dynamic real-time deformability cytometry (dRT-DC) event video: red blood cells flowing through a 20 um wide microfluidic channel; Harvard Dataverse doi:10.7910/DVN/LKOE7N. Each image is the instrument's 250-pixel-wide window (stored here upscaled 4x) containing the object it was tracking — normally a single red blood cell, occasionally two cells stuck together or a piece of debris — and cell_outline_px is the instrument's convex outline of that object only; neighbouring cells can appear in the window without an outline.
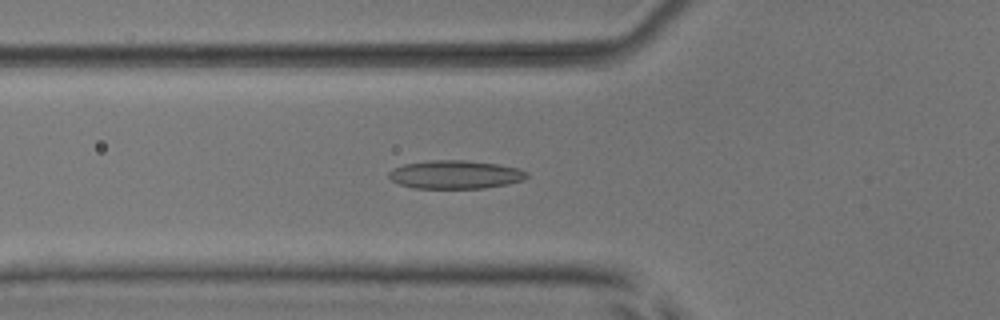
{"species": "common noctule bat (a hibernating species)", "species_latin": "Nyctalus noctula", "temperature_condition": "room temperature", "stored_images_in_passage": 54, "camera_frame_rate_fps": 3000, "um_per_image_px": 0.085, "animal": {"sex": "male", "body_mass_g": 17.9, "forearm_length_mm": 54.2}, "frame": {"image": 1, "passage_image": 20, "time_ms": 6.333, "image_size_px": [1000, 320], "cell_outline_px": [[528, 176], [524, 180], [508, 184], [484, 188], [412, 188], [400, 184], [392, 180], [388, 176], [388, 172], [392, 168], [404, 164], [428, 160], [468, 160], [500, 164], [520, 168], [528, 172]], "centroid_in_image_um": [38.72, 14.83], "position_along_channel_um": 87.1, "area_um2": 23.12}}
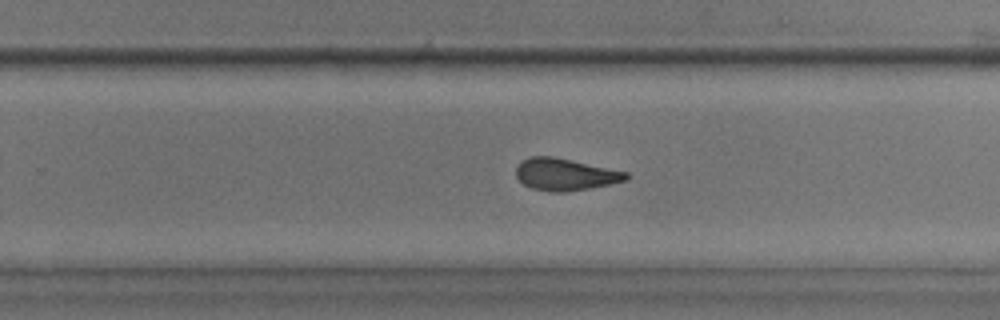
{"frame": {"image": 2, "passage_image": 35, "time_ms": 11.333, "image_size_px": [1000, 320], "cell_outline_px": [[628, 180], [588, 188], [564, 192], [552, 192], [532, 188], [524, 184], [516, 176], [516, 168], [520, 160], [532, 156], [552, 156], [572, 160], [628, 172]], "centroid_in_image_um": [48.01, 14.81], "position_along_channel_um": 281.8, "area_um2": 20.4}}
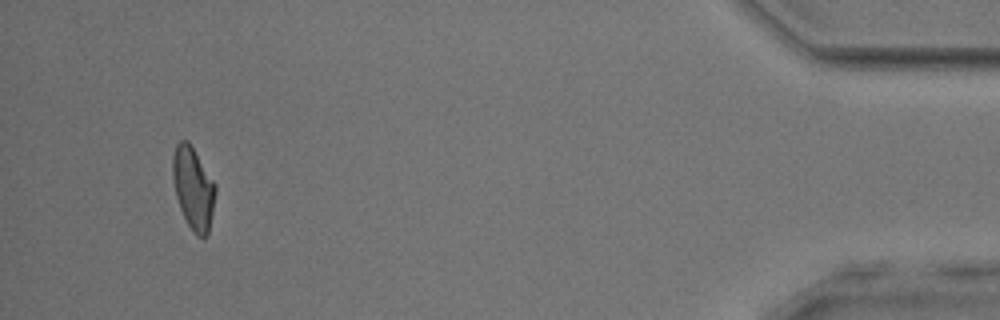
{"frame": {"image": 3, "passage_image": 51, "time_ms": 16.667, "image_size_px": [1000, 320], "cell_outline_px": [[216, 192], [208, 232], [204, 240], [196, 236], [192, 232], [180, 208], [176, 196], [172, 180], [172, 156], [176, 144], [180, 140], [188, 140], [216, 184]], "centroid_in_image_um": [16.41, 15.99], "position_along_channel_um": 418.8, "area_um2": 20.63}, "authors_computed_cell_mechanics": {"area_um2": 21.1259, "velocity_mm_per_s": 3.8988, "shape_relaxation_time_tau1_ms": 7.7029, "shape_relaxation_time_tau2_ms": 2.6094, "deformation_change_tau1": 0.1995, "deformation_change_tau2": 0.0995}}